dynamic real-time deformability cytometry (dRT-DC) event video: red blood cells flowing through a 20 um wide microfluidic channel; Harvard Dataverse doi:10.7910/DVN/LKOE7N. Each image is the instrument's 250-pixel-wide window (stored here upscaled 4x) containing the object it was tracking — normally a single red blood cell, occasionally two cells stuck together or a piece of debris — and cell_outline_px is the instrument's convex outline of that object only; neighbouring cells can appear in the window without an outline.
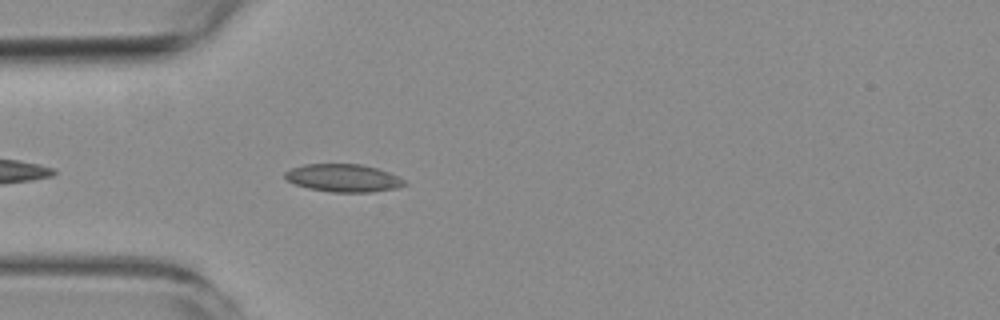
{"species": "common noctule bat (a hibernating species)", "species_latin": "Nyctalus noctula", "temperature_condition": "room temperature", "stored_images_in_passage": 4, "camera_frame_rate_fps": 3000, "um_per_image_px": 0.085, "animal": {"sex": "female", "body_mass_g": 19.3, "forearm_length_mm": 54.1}, "frame": {"image": 1, "passage_image": 4, "time_ms": 5.0, "image_size_px": [1000, 320], "cell_outline_px": [[408, 184], [396, 188], [372, 192], [332, 192], [308, 188], [292, 184], [284, 180], [284, 172], [292, 168], [304, 164], [360, 164], [376, 168], [388, 172], [404, 180]], "centroid_in_image_um": [29.12, 15.13], "position_along_channel_um": 55.9, "area_um2": 19.42}}